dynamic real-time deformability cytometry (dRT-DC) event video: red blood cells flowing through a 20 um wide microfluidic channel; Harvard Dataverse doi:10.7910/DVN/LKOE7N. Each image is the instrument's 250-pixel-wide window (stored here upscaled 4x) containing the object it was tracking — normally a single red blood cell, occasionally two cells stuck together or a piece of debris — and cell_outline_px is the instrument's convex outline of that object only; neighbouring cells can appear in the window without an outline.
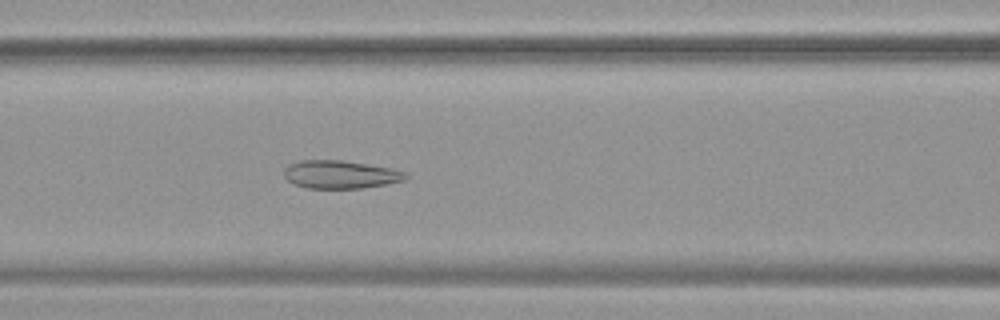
{"species": "common noctule bat (a hibernating species)", "species_latin": "Nyctalus noctula", "temperature_condition": "warm", "stored_images_in_passage": 47, "camera_frame_rate_fps": 3000, "um_per_image_px": 0.085, "animal": {"sex": "female", "body_mass_g": 19.9}, "frame": {"image": 1, "passage_image": 17, "time_ms": 5.333, "image_size_px": [1000, 320], "cell_outline_px": [[408, 176], [404, 180], [384, 184], [360, 188], [308, 188], [292, 184], [284, 176], [284, 168], [288, 164], [300, 160], [340, 160], [392, 168], [404, 172]], "centroid_in_image_um": [28.87, 14.82], "position_along_channel_um": 137.7, "area_um2": 19.77}}
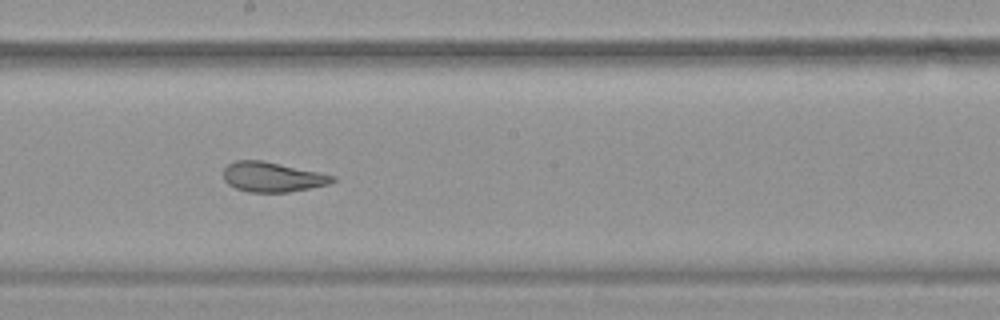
{"frame": {"image": 2, "passage_image": 24, "time_ms": 7.667, "image_size_px": [1000, 320], "cell_outline_px": [[336, 180], [328, 184], [288, 192], [248, 192], [236, 188], [228, 184], [224, 180], [224, 168], [228, 164], [236, 160], [264, 160], [320, 172], [336, 176]], "centroid_in_image_um": [23.15, 15.03], "position_along_channel_um": 225.1, "area_um2": 19.02}}
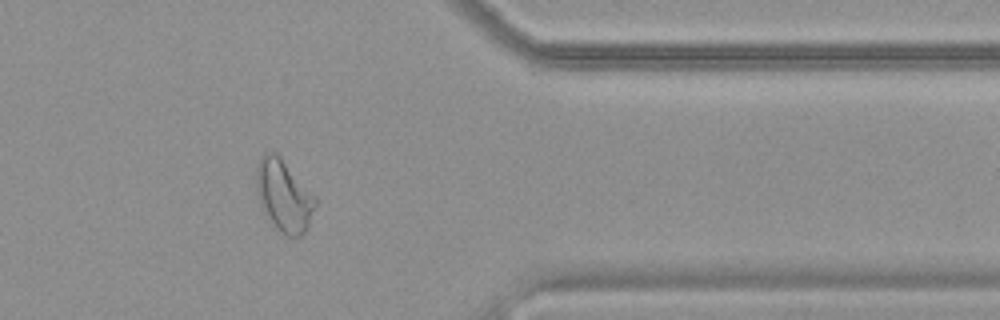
{"frame": {"image": 3, "passage_image": 38, "time_ms": 12.333, "image_size_px": [1000, 320], "cell_outline_px": [[316, 204], [308, 228], [300, 236], [284, 236], [276, 228], [264, 212], [260, 204], [256, 192], [256, 168], [260, 156], [264, 152], [276, 152], [280, 156], [316, 200]], "centroid_in_image_um": [24.08, 16.64], "position_along_channel_um": 387.3, "area_um2": 24.33}, "authors_computed_cell_mechanics": {"area_um2": 22.8888, "velocity_mm_per_s": 3.7544, "shape_relaxation_time_tau1_ms": null, "shape_relaxation_time_tau2_ms": 1.4248, "deformation_change_tau1": null, "deformation_change_tau2": 0.0866}}